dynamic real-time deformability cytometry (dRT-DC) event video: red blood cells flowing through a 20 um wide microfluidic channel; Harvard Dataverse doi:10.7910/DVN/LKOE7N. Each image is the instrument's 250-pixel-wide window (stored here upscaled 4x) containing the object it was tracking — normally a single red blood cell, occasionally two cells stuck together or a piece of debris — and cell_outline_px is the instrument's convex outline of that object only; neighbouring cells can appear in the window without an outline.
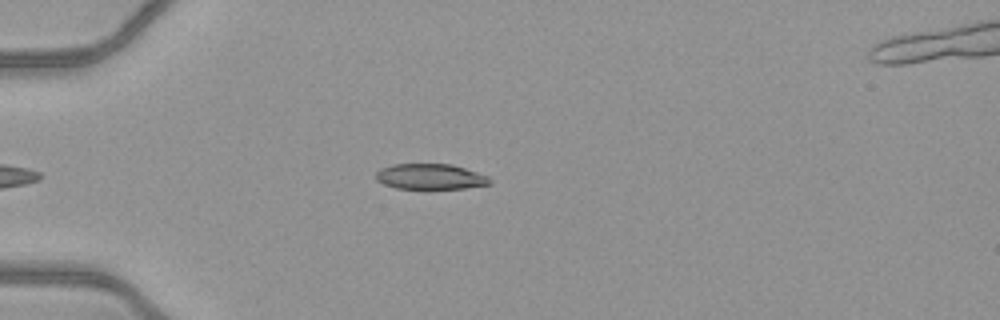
{"species": "common noctule bat (a hibernating species)", "species_latin": "Nyctalus noctula", "temperature_condition": "warm", "stored_images_in_passage": 36, "camera_frame_rate_fps": 3000, "um_per_image_px": 0.085, "animal": {"sex": "female", "body_mass_g": 21.9}, "frame": {"image": 1, "passage_image": 3, "time_ms": 0.667, "image_size_px": [1000, 320], "cell_outline_px": [[492, 184], [464, 188], [396, 188], [384, 184], [376, 180], [376, 172], [380, 168], [392, 164], [452, 164], [488, 176], [492, 180]], "centroid_in_image_um": [36.57, 15.0], "position_along_channel_um": 48.4, "area_um2": 16.88}}
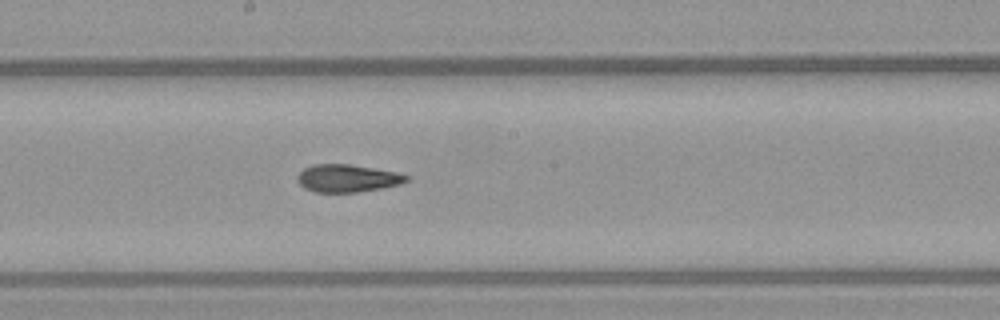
{"frame": {"image": 2, "passage_image": 17, "time_ms": 5.333, "image_size_px": [1000, 320], "cell_outline_px": [[408, 180], [400, 184], [380, 188], [356, 192], [316, 192], [304, 188], [296, 180], [296, 176], [304, 168], [312, 164], [348, 164], [396, 172], [408, 176]], "centroid_in_image_um": [29.47, 15.15], "position_along_channel_um": 218.7, "area_um2": 17.4}}
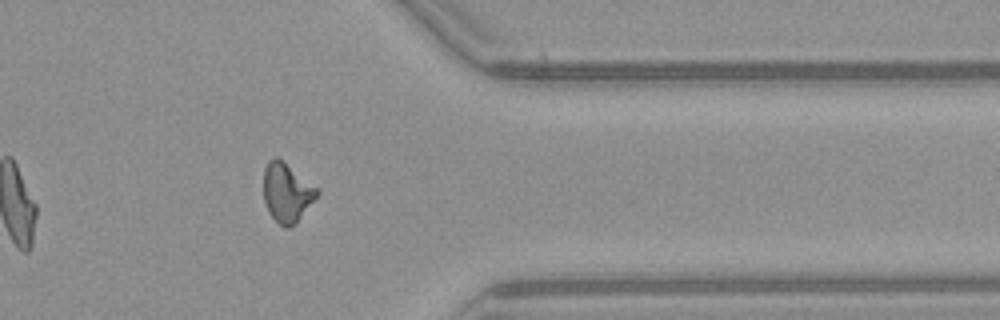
{"frame": {"image": 3, "passage_image": 30, "time_ms": 9.667, "image_size_px": [1000, 320], "cell_outline_px": [[320, 192], [296, 224], [288, 228], [284, 228], [268, 212], [264, 200], [264, 168], [268, 160], [272, 156], [276, 156], [320, 188]], "centroid_in_image_um": [24.39, 16.35], "position_along_channel_um": 387.0, "area_um2": 18.61}, "authors_computed_cell_mechanics": {"area_um2": 18.207, "velocity_mm_per_s": 4.1202, "shape_relaxation_time_tau1_ms": 10.6677, "shape_relaxation_time_tau2_ms": 2.349, "deformation_change_tau1": 0.2574, "deformation_change_tau2": 0.1019}}